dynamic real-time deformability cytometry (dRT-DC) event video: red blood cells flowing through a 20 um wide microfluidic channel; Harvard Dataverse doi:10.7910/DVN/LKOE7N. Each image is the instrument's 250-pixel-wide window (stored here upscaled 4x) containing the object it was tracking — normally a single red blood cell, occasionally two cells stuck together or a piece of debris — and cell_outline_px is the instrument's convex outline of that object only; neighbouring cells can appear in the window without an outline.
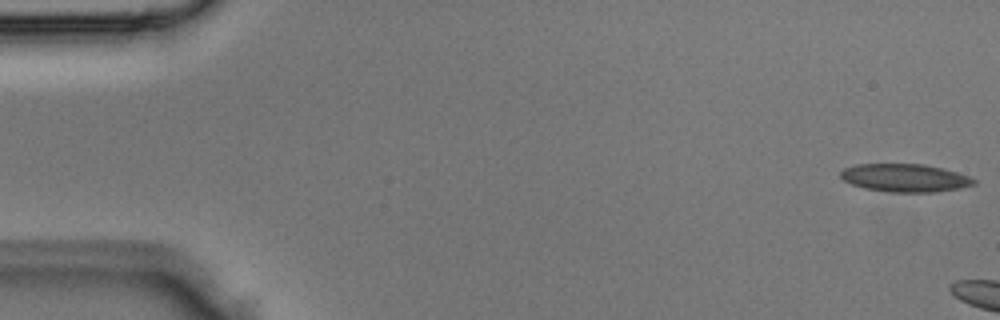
{"species": "Egyptian fruit bat (a non-hibernating species)", "species_latin": "Rousettus aegyptiacus", "temperature_condition": "room temperature", "stored_images_in_passage": 6, "camera_frame_rate_fps": 3000, "um_per_image_px": 0.085, "animal": {"sex": "male"}, "frame": {"image": 1, "passage_image": 1, "time_ms": 0.0, "image_size_px": [1000, 320], "cell_outline_px": [[976, 184], [960, 188], [932, 192], [888, 192], [864, 188], [852, 184], [844, 180], [840, 176], [840, 172], [844, 168], [856, 164], [924, 164], [956, 172], [968, 176], [976, 180]], "centroid_in_image_um": [76.9, 15.12], "position_along_channel_um": 8.1, "area_um2": 21.62}}
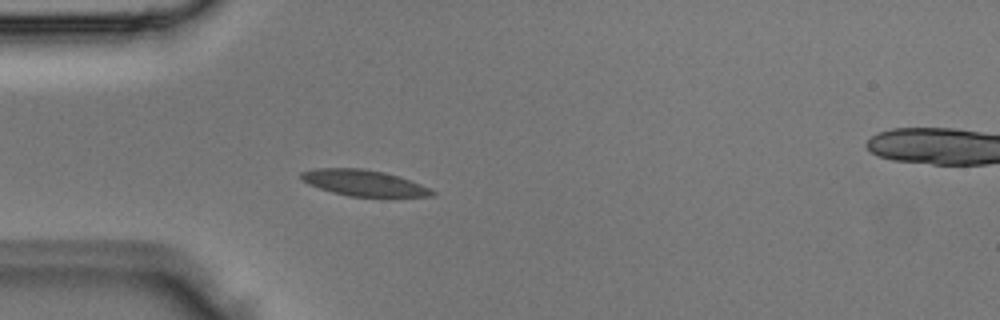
{"frame": {"image": 2, "passage_image": 5, "time_ms": 1.333, "image_size_px": [1000, 320], "cell_outline_px": [[436, 196], [392, 200], [348, 196], [332, 192], [320, 188], [304, 180], [300, 176], [300, 172], [316, 168], [360, 168], [384, 172], [420, 184], [436, 192]], "centroid_in_image_um": [31.06, 15.62], "position_along_channel_um": 53.9, "area_um2": 20.63}}